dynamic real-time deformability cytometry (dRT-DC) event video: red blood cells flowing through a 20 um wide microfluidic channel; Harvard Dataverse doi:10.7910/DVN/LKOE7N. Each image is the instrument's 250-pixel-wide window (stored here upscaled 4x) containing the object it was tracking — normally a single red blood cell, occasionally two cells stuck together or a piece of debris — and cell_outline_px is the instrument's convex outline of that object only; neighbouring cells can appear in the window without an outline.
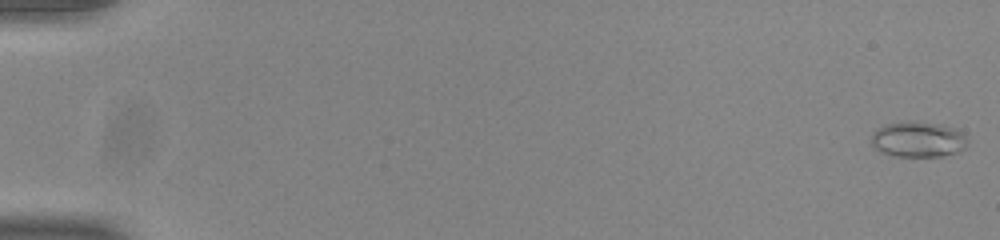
{"species": "common noctule bat (a hibernating species)", "species_latin": "Nyctalus noctula", "temperature_condition": "room temperature", "stored_images_in_passage": 54, "camera_frame_rate_fps": 3000, "um_per_image_px": 0.085, "animal": {"sex": "male", "body_mass_g": 20.0, "forearm_length_mm": 53.3}, "frame": {"image": 1, "passage_image": 1, "time_ms": 0.0, "image_size_px": [1000, 240], "cell_outline_px": [[968, 140], [964, 148], [956, 152], [940, 156], [896, 156], [884, 152], [876, 148], [872, 144], [872, 132], [876, 128], [884, 124], [940, 124], [956, 128]], "centroid_in_image_um": [78.04, 11.88], "position_along_channel_um": 7.0, "area_um2": 19.07}}
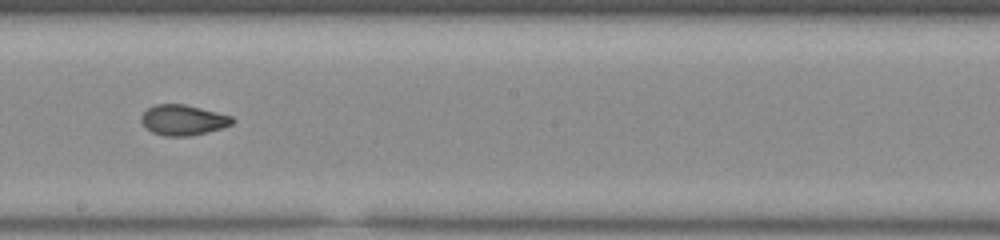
{"frame": {"image": 2, "passage_image": 32, "time_ms": 10.333, "image_size_px": [1000, 240], "cell_outline_px": [[236, 120], [232, 124], [220, 128], [192, 136], [164, 136], [152, 132], [144, 128], [140, 120], [140, 116], [148, 108], [156, 104], [184, 104], [232, 116]], "centroid_in_image_um": [15.53, 10.21], "position_along_channel_um": 232.7, "area_um2": 16.18}}
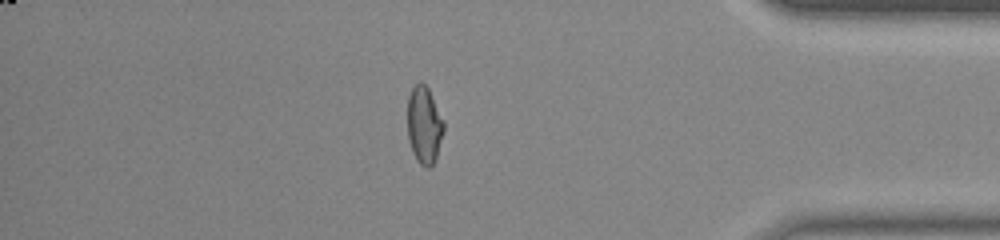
{"frame": {"image": 3, "passage_image": 47, "time_ms": 15.333, "image_size_px": [1000, 240], "cell_outline_px": [[444, 132], [436, 156], [432, 164], [428, 168], [424, 168], [416, 160], [412, 152], [408, 140], [408, 96], [412, 88], [420, 80], [428, 88], [444, 120]], "centroid_in_image_um": [36.05, 10.63], "position_along_channel_um": 399.1, "area_um2": 16.42}, "authors_computed_cell_mechanics": {"area_um2": 16.4441, "velocity_mm_per_s": 3.8975, "shape_relaxation_time_tau1_ms": null, "shape_relaxation_time_tau2_ms": 1.0512, "deformation_change_tau1": null, "deformation_change_tau2": 0.0619}}